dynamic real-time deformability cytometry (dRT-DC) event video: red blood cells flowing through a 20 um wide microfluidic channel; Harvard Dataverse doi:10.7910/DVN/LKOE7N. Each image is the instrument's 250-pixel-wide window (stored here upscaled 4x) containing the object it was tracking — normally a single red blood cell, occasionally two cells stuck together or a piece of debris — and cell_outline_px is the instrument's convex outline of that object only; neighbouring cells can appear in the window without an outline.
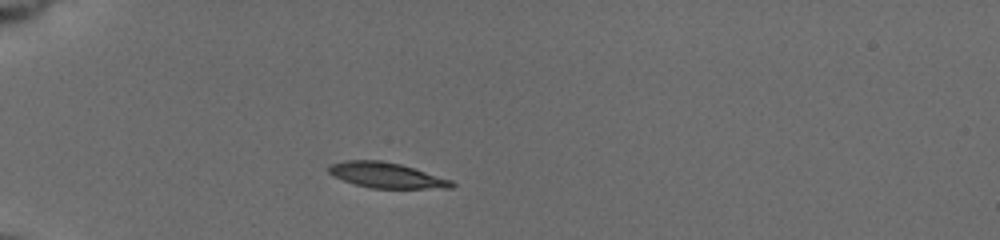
{"species": "common noctule bat (a hibernating species)", "species_latin": "Nyctalus noctula", "temperature_condition": "cold", "stored_images_in_passage": 40, "camera_frame_rate_fps": 3000, "um_per_image_px": 0.085, "animal": {"sex": "female", "body_mass_g": 19.5, "forearm_length_mm": 54.1}, "frame": {"image": 1, "passage_image": 1, "time_ms": 0.0, "image_size_px": [1000, 240], "cell_outline_px": [[456, 184], [452, 188], [372, 188], [356, 184], [332, 176], [328, 172], [328, 168], [332, 164], [344, 160], [380, 160], [400, 164], [452, 180]], "centroid_in_image_um": [32.85, 14.89], "position_along_channel_um": 52.2, "area_um2": 18.03}}
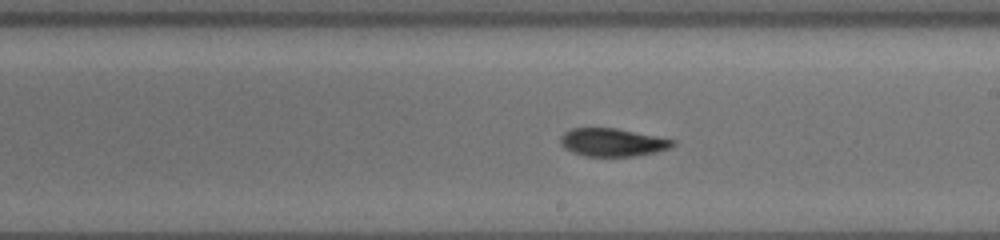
{"frame": {"image": 2, "passage_image": 18, "time_ms": 5.667, "image_size_px": [1000, 240], "cell_outline_px": [[676, 144], [672, 148], [656, 152], [636, 156], [584, 156], [572, 152], [564, 148], [560, 144], [560, 136], [564, 132], [572, 128], [616, 128], [676, 140]], "centroid_in_image_um": [52.07, 12.1], "position_along_channel_um": 236.9, "area_um2": 18.5}}
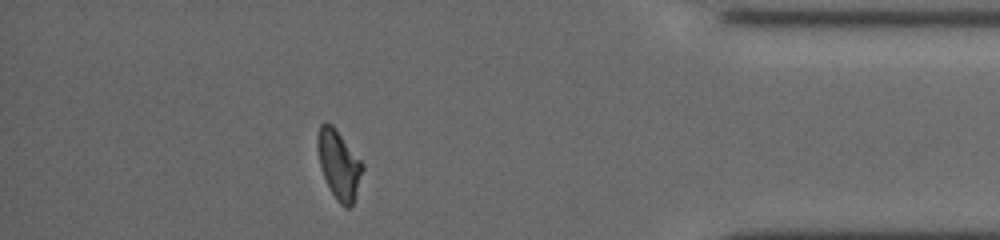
{"frame": {"image": 3, "passage_image": 34, "time_ms": 11.0, "image_size_px": [1000, 240], "cell_outline_px": [[364, 168], [352, 204], [348, 208], [344, 208], [336, 200], [324, 176], [320, 164], [316, 148], [316, 140], [320, 124], [332, 124], [336, 128], [364, 164]], "centroid_in_image_um": [28.8, 13.97], "position_along_channel_um": 406.4, "area_um2": 17.86}, "authors_computed_cell_mechanics": {"area_um2": 18.2648, "velocity_mm_per_s": 3.7433, "shape_relaxation_time_tau1_ms": 4.3435, "shape_relaxation_time_tau2_ms": 3.1878, "deformation_change_tau1": 0.1446, "deformation_change_tau2": 0.0807}}